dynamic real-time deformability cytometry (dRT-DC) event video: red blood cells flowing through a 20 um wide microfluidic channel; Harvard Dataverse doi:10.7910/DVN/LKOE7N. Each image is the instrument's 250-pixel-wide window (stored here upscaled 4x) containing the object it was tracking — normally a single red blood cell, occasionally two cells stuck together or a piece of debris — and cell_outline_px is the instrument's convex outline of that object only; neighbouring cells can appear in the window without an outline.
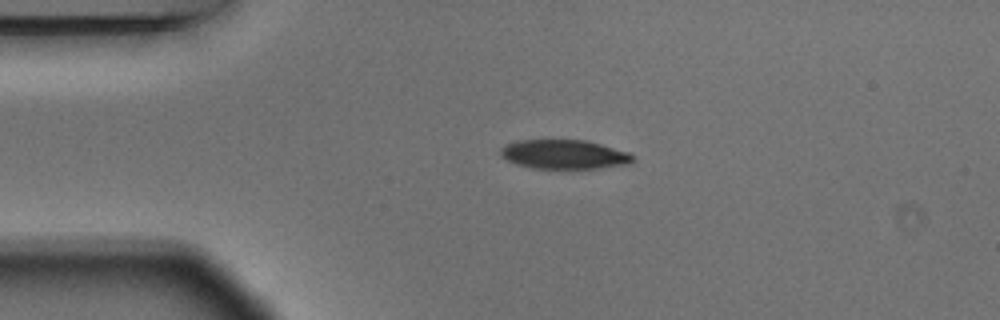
{"species": "Egyptian fruit bat (a non-hibernating species)", "species_latin": "Rousettus aegyptiacus", "temperature_condition": "warm", "stored_images_in_passage": 2, "camera_frame_rate_fps": 3000, "um_per_image_px": 0.085, "animal": {"sex": "male"}, "frame": {"image": 1, "passage_image": 1, "time_ms": 0.0, "image_size_px": [1000, 320], "cell_outline_px": [[632, 160], [628, 164], [596, 168], [532, 168], [516, 164], [500, 156], [500, 148], [508, 144], [520, 140], [584, 140], [600, 144], [628, 152], [632, 156]], "centroid_in_image_um": [47.91, 13.12], "position_along_channel_um": 37.1, "area_um2": 22.14}}